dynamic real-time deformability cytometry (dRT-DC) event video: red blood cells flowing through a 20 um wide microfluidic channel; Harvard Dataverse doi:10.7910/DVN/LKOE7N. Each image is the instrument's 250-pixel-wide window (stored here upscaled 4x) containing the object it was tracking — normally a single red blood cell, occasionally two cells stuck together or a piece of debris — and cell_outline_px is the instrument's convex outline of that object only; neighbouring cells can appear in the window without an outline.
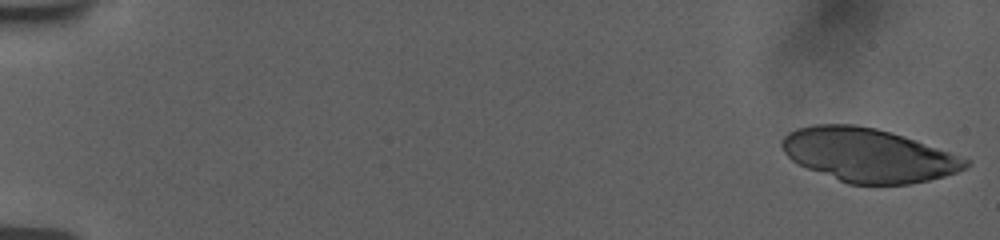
{"species": "human", "species_latin": "Homo sapiens", "temperature_condition": "room temperature", "stored_images_in_passage": 25, "camera_frame_rate_fps": 3000, "um_per_image_px": 0.085, "donor": {"sex": "female"}, "frame": {"image": 1, "passage_image": 1, "time_ms": 0.0, "image_size_px": [1000, 240], "cell_outline_px": [[972, 164], [968, 168], [944, 176], [928, 180], [908, 184], [848, 184], [808, 168], [792, 160], [784, 152], [780, 144], [780, 140], [788, 132], [796, 128], [812, 124], [856, 124], [876, 128], [892, 132], [916, 140], [972, 160]], "centroid_in_image_um": [73.81, 13.17], "position_along_channel_um": 11.2, "area_um2": 57.51}}